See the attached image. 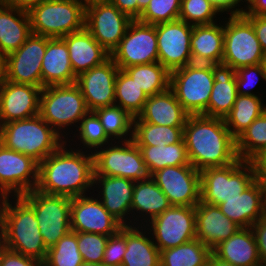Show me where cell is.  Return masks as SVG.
I'll list each match as a JSON object with an SVG mask.
<instances>
[{
  "label": "cell",
  "mask_w": 266,
  "mask_h": 266,
  "mask_svg": "<svg viewBox=\"0 0 266 266\" xmlns=\"http://www.w3.org/2000/svg\"><path fill=\"white\" fill-rule=\"evenodd\" d=\"M122 13L128 15L132 20H138L137 0H109Z\"/></svg>",
  "instance_id": "obj_52"
},
{
  "label": "cell",
  "mask_w": 266,
  "mask_h": 266,
  "mask_svg": "<svg viewBox=\"0 0 266 266\" xmlns=\"http://www.w3.org/2000/svg\"><path fill=\"white\" fill-rule=\"evenodd\" d=\"M133 20L109 0H90L85 7V28L110 54L118 46Z\"/></svg>",
  "instance_id": "obj_12"
},
{
  "label": "cell",
  "mask_w": 266,
  "mask_h": 266,
  "mask_svg": "<svg viewBox=\"0 0 266 266\" xmlns=\"http://www.w3.org/2000/svg\"><path fill=\"white\" fill-rule=\"evenodd\" d=\"M83 262L78 249L77 232L69 231L48 249L43 266H79Z\"/></svg>",
  "instance_id": "obj_42"
},
{
  "label": "cell",
  "mask_w": 266,
  "mask_h": 266,
  "mask_svg": "<svg viewBox=\"0 0 266 266\" xmlns=\"http://www.w3.org/2000/svg\"><path fill=\"white\" fill-rule=\"evenodd\" d=\"M266 149V111L236 138V152L243 161H252Z\"/></svg>",
  "instance_id": "obj_40"
},
{
  "label": "cell",
  "mask_w": 266,
  "mask_h": 266,
  "mask_svg": "<svg viewBox=\"0 0 266 266\" xmlns=\"http://www.w3.org/2000/svg\"><path fill=\"white\" fill-rule=\"evenodd\" d=\"M257 179L252 161L238 158L224 167L200 171V201L218 206L224 199L239 196Z\"/></svg>",
  "instance_id": "obj_6"
},
{
  "label": "cell",
  "mask_w": 266,
  "mask_h": 266,
  "mask_svg": "<svg viewBox=\"0 0 266 266\" xmlns=\"http://www.w3.org/2000/svg\"><path fill=\"white\" fill-rule=\"evenodd\" d=\"M262 101L258 95H237L233 108L224 118L235 139L266 111V104Z\"/></svg>",
  "instance_id": "obj_34"
},
{
  "label": "cell",
  "mask_w": 266,
  "mask_h": 266,
  "mask_svg": "<svg viewBox=\"0 0 266 266\" xmlns=\"http://www.w3.org/2000/svg\"><path fill=\"white\" fill-rule=\"evenodd\" d=\"M88 112L85 99L76 83L50 85L41 90L39 115L64 139L66 135L63 136V128L68 129V126L75 125L76 122L80 124Z\"/></svg>",
  "instance_id": "obj_7"
},
{
  "label": "cell",
  "mask_w": 266,
  "mask_h": 266,
  "mask_svg": "<svg viewBox=\"0 0 266 266\" xmlns=\"http://www.w3.org/2000/svg\"><path fill=\"white\" fill-rule=\"evenodd\" d=\"M41 90L6 80L0 90V125L39 115Z\"/></svg>",
  "instance_id": "obj_21"
},
{
  "label": "cell",
  "mask_w": 266,
  "mask_h": 266,
  "mask_svg": "<svg viewBox=\"0 0 266 266\" xmlns=\"http://www.w3.org/2000/svg\"><path fill=\"white\" fill-rule=\"evenodd\" d=\"M183 140L190 164L196 170L224 167L238 159L236 139L229 132L224 118L189 115Z\"/></svg>",
  "instance_id": "obj_2"
},
{
  "label": "cell",
  "mask_w": 266,
  "mask_h": 266,
  "mask_svg": "<svg viewBox=\"0 0 266 266\" xmlns=\"http://www.w3.org/2000/svg\"><path fill=\"white\" fill-rule=\"evenodd\" d=\"M94 112L99 117L105 133L112 141L115 139L120 141V138L123 141L132 139L134 118L120 106L102 107Z\"/></svg>",
  "instance_id": "obj_41"
},
{
  "label": "cell",
  "mask_w": 266,
  "mask_h": 266,
  "mask_svg": "<svg viewBox=\"0 0 266 266\" xmlns=\"http://www.w3.org/2000/svg\"><path fill=\"white\" fill-rule=\"evenodd\" d=\"M213 83L212 64L191 63L170 72L169 88L190 115L207 116Z\"/></svg>",
  "instance_id": "obj_8"
},
{
  "label": "cell",
  "mask_w": 266,
  "mask_h": 266,
  "mask_svg": "<svg viewBox=\"0 0 266 266\" xmlns=\"http://www.w3.org/2000/svg\"><path fill=\"white\" fill-rule=\"evenodd\" d=\"M181 0H150L138 21L157 25L179 19Z\"/></svg>",
  "instance_id": "obj_45"
},
{
  "label": "cell",
  "mask_w": 266,
  "mask_h": 266,
  "mask_svg": "<svg viewBox=\"0 0 266 266\" xmlns=\"http://www.w3.org/2000/svg\"><path fill=\"white\" fill-rule=\"evenodd\" d=\"M253 25L260 42L262 51L266 56V15H244Z\"/></svg>",
  "instance_id": "obj_51"
},
{
  "label": "cell",
  "mask_w": 266,
  "mask_h": 266,
  "mask_svg": "<svg viewBox=\"0 0 266 266\" xmlns=\"http://www.w3.org/2000/svg\"><path fill=\"white\" fill-rule=\"evenodd\" d=\"M258 247L261 265H266V215L251 226Z\"/></svg>",
  "instance_id": "obj_50"
},
{
  "label": "cell",
  "mask_w": 266,
  "mask_h": 266,
  "mask_svg": "<svg viewBox=\"0 0 266 266\" xmlns=\"http://www.w3.org/2000/svg\"><path fill=\"white\" fill-rule=\"evenodd\" d=\"M132 223L126 225V251L121 266H160V251L153 238L147 236L150 232L143 231L142 224L135 227L136 222Z\"/></svg>",
  "instance_id": "obj_32"
},
{
  "label": "cell",
  "mask_w": 266,
  "mask_h": 266,
  "mask_svg": "<svg viewBox=\"0 0 266 266\" xmlns=\"http://www.w3.org/2000/svg\"><path fill=\"white\" fill-rule=\"evenodd\" d=\"M256 176L258 179L265 180L266 179V149H264L260 154H258L252 160Z\"/></svg>",
  "instance_id": "obj_54"
},
{
  "label": "cell",
  "mask_w": 266,
  "mask_h": 266,
  "mask_svg": "<svg viewBox=\"0 0 266 266\" xmlns=\"http://www.w3.org/2000/svg\"><path fill=\"white\" fill-rule=\"evenodd\" d=\"M137 146L140 148L144 163L150 175L167 166L191 165L183 139L176 144L164 146Z\"/></svg>",
  "instance_id": "obj_35"
},
{
  "label": "cell",
  "mask_w": 266,
  "mask_h": 266,
  "mask_svg": "<svg viewBox=\"0 0 266 266\" xmlns=\"http://www.w3.org/2000/svg\"><path fill=\"white\" fill-rule=\"evenodd\" d=\"M0 266H43V263L7 248L2 256Z\"/></svg>",
  "instance_id": "obj_49"
},
{
  "label": "cell",
  "mask_w": 266,
  "mask_h": 266,
  "mask_svg": "<svg viewBox=\"0 0 266 266\" xmlns=\"http://www.w3.org/2000/svg\"><path fill=\"white\" fill-rule=\"evenodd\" d=\"M212 251L199 239L160 251V266H201Z\"/></svg>",
  "instance_id": "obj_37"
},
{
  "label": "cell",
  "mask_w": 266,
  "mask_h": 266,
  "mask_svg": "<svg viewBox=\"0 0 266 266\" xmlns=\"http://www.w3.org/2000/svg\"><path fill=\"white\" fill-rule=\"evenodd\" d=\"M137 2H138V19H139L144 9L149 5L150 0H137Z\"/></svg>",
  "instance_id": "obj_59"
},
{
  "label": "cell",
  "mask_w": 266,
  "mask_h": 266,
  "mask_svg": "<svg viewBox=\"0 0 266 266\" xmlns=\"http://www.w3.org/2000/svg\"><path fill=\"white\" fill-rule=\"evenodd\" d=\"M80 123L79 126L76 125L79 133L76 135H79L77 138H80V142L83 144L82 146H85L83 148L87 147V150L88 148L89 150L93 148L96 151V148H102L111 141L105 133L99 117L94 111H89L81 119Z\"/></svg>",
  "instance_id": "obj_44"
},
{
  "label": "cell",
  "mask_w": 266,
  "mask_h": 266,
  "mask_svg": "<svg viewBox=\"0 0 266 266\" xmlns=\"http://www.w3.org/2000/svg\"><path fill=\"white\" fill-rule=\"evenodd\" d=\"M124 71L135 80L147 96L164 92L169 88L170 72L160 62L133 65Z\"/></svg>",
  "instance_id": "obj_36"
},
{
  "label": "cell",
  "mask_w": 266,
  "mask_h": 266,
  "mask_svg": "<svg viewBox=\"0 0 266 266\" xmlns=\"http://www.w3.org/2000/svg\"><path fill=\"white\" fill-rule=\"evenodd\" d=\"M66 143L65 140L55 152L38 163L36 190L74 198L85 195L88 189H92L94 150L91 154H85L86 152L78 148L68 150Z\"/></svg>",
  "instance_id": "obj_1"
},
{
  "label": "cell",
  "mask_w": 266,
  "mask_h": 266,
  "mask_svg": "<svg viewBox=\"0 0 266 266\" xmlns=\"http://www.w3.org/2000/svg\"><path fill=\"white\" fill-rule=\"evenodd\" d=\"M246 4L247 8H244L241 14L254 16L266 15V0H249Z\"/></svg>",
  "instance_id": "obj_53"
},
{
  "label": "cell",
  "mask_w": 266,
  "mask_h": 266,
  "mask_svg": "<svg viewBox=\"0 0 266 266\" xmlns=\"http://www.w3.org/2000/svg\"><path fill=\"white\" fill-rule=\"evenodd\" d=\"M31 34L28 11L0 2V54L7 56L16 51Z\"/></svg>",
  "instance_id": "obj_29"
},
{
  "label": "cell",
  "mask_w": 266,
  "mask_h": 266,
  "mask_svg": "<svg viewBox=\"0 0 266 266\" xmlns=\"http://www.w3.org/2000/svg\"><path fill=\"white\" fill-rule=\"evenodd\" d=\"M189 113L179 103L173 91H166L148 96L142 112L133 121L171 127H184Z\"/></svg>",
  "instance_id": "obj_25"
},
{
  "label": "cell",
  "mask_w": 266,
  "mask_h": 266,
  "mask_svg": "<svg viewBox=\"0 0 266 266\" xmlns=\"http://www.w3.org/2000/svg\"><path fill=\"white\" fill-rule=\"evenodd\" d=\"M171 206L167 196L151 177L135 182L131 202V215L132 212L133 215L136 214L135 211L142 214L143 216L141 218L144 220L142 222L144 227L145 224L159 214H162ZM144 216L145 218H143ZM144 222L146 223L144 224Z\"/></svg>",
  "instance_id": "obj_33"
},
{
  "label": "cell",
  "mask_w": 266,
  "mask_h": 266,
  "mask_svg": "<svg viewBox=\"0 0 266 266\" xmlns=\"http://www.w3.org/2000/svg\"><path fill=\"white\" fill-rule=\"evenodd\" d=\"M264 65H265V69H266V56H265V60H264ZM266 82V80H265Z\"/></svg>",
  "instance_id": "obj_64"
},
{
  "label": "cell",
  "mask_w": 266,
  "mask_h": 266,
  "mask_svg": "<svg viewBox=\"0 0 266 266\" xmlns=\"http://www.w3.org/2000/svg\"><path fill=\"white\" fill-rule=\"evenodd\" d=\"M6 249H7L6 244L4 243L3 237L0 234V263Z\"/></svg>",
  "instance_id": "obj_60"
},
{
  "label": "cell",
  "mask_w": 266,
  "mask_h": 266,
  "mask_svg": "<svg viewBox=\"0 0 266 266\" xmlns=\"http://www.w3.org/2000/svg\"><path fill=\"white\" fill-rule=\"evenodd\" d=\"M150 177L171 205L195 207L200 202V171L192 165L167 166Z\"/></svg>",
  "instance_id": "obj_17"
},
{
  "label": "cell",
  "mask_w": 266,
  "mask_h": 266,
  "mask_svg": "<svg viewBox=\"0 0 266 266\" xmlns=\"http://www.w3.org/2000/svg\"><path fill=\"white\" fill-rule=\"evenodd\" d=\"M201 266H210V265H209V259H208V261H207L205 264H203V265H201Z\"/></svg>",
  "instance_id": "obj_63"
},
{
  "label": "cell",
  "mask_w": 266,
  "mask_h": 266,
  "mask_svg": "<svg viewBox=\"0 0 266 266\" xmlns=\"http://www.w3.org/2000/svg\"><path fill=\"white\" fill-rule=\"evenodd\" d=\"M265 55L252 23L241 13L230 14L224 25L222 63L234 70L264 63Z\"/></svg>",
  "instance_id": "obj_10"
},
{
  "label": "cell",
  "mask_w": 266,
  "mask_h": 266,
  "mask_svg": "<svg viewBox=\"0 0 266 266\" xmlns=\"http://www.w3.org/2000/svg\"><path fill=\"white\" fill-rule=\"evenodd\" d=\"M196 239L211 251L241 227L226 217L220 208L200 201L195 206Z\"/></svg>",
  "instance_id": "obj_24"
},
{
  "label": "cell",
  "mask_w": 266,
  "mask_h": 266,
  "mask_svg": "<svg viewBox=\"0 0 266 266\" xmlns=\"http://www.w3.org/2000/svg\"><path fill=\"white\" fill-rule=\"evenodd\" d=\"M190 47L193 63H222L224 53V24L194 25Z\"/></svg>",
  "instance_id": "obj_28"
},
{
  "label": "cell",
  "mask_w": 266,
  "mask_h": 266,
  "mask_svg": "<svg viewBox=\"0 0 266 266\" xmlns=\"http://www.w3.org/2000/svg\"><path fill=\"white\" fill-rule=\"evenodd\" d=\"M209 265L210 266H236L234 264H231L229 262L219 259L213 253H211L209 256Z\"/></svg>",
  "instance_id": "obj_58"
},
{
  "label": "cell",
  "mask_w": 266,
  "mask_h": 266,
  "mask_svg": "<svg viewBox=\"0 0 266 266\" xmlns=\"http://www.w3.org/2000/svg\"><path fill=\"white\" fill-rule=\"evenodd\" d=\"M109 236L77 232V243L83 261L102 263L103 255Z\"/></svg>",
  "instance_id": "obj_46"
},
{
  "label": "cell",
  "mask_w": 266,
  "mask_h": 266,
  "mask_svg": "<svg viewBox=\"0 0 266 266\" xmlns=\"http://www.w3.org/2000/svg\"><path fill=\"white\" fill-rule=\"evenodd\" d=\"M62 39L66 42L70 63L76 77L110 58V53L92 37L86 28L68 34Z\"/></svg>",
  "instance_id": "obj_26"
},
{
  "label": "cell",
  "mask_w": 266,
  "mask_h": 266,
  "mask_svg": "<svg viewBox=\"0 0 266 266\" xmlns=\"http://www.w3.org/2000/svg\"><path fill=\"white\" fill-rule=\"evenodd\" d=\"M87 0H44L29 11L31 31L48 38H63L85 28Z\"/></svg>",
  "instance_id": "obj_5"
},
{
  "label": "cell",
  "mask_w": 266,
  "mask_h": 266,
  "mask_svg": "<svg viewBox=\"0 0 266 266\" xmlns=\"http://www.w3.org/2000/svg\"><path fill=\"white\" fill-rule=\"evenodd\" d=\"M223 13L211 0H181L179 20L190 25L217 23L214 18Z\"/></svg>",
  "instance_id": "obj_43"
},
{
  "label": "cell",
  "mask_w": 266,
  "mask_h": 266,
  "mask_svg": "<svg viewBox=\"0 0 266 266\" xmlns=\"http://www.w3.org/2000/svg\"><path fill=\"white\" fill-rule=\"evenodd\" d=\"M212 253L219 259L236 266H258L261 264L251 227L240 228L230 238L217 245Z\"/></svg>",
  "instance_id": "obj_30"
},
{
  "label": "cell",
  "mask_w": 266,
  "mask_h": 266,
  "mask_svg": "<svg viewBox=\"0 0 266 266\" xmlns=\"http://www.w3.org/2000/svg\"><path fill=\"white\" fill-rule=\"evenodd\" d=\"M262 181L264 183V190H265V215H266V179Z\"/></svg>",
  "instance_id": "obj_62"
},
{
  "label": "cell",
  "mask_w": 266,
  "mask_h": 266,
  "mask_svg": "<svg viewBox=\"0 0 266 266\" xmlns=\"http://www.w3.org/2000/svg\"><path fill=\"white\" fill-rule=\"evenodd\" d=\"M79 266H104L102 263L83 262Z\"/></svg>",
  "instance_id": "obj_61"
},
{
  "label": "cell",
  "mask_w": 266,
  "mask_h": 266,
  "mask_svg": "<svg viewBox=\"0 0 266 266\" xmlns=\"http://www.w3.org/2000/svg\"><path fill=\"white\" fill-rule=\"evenodd\" d=\"M215 5H217L222 12H230L229 14H239L242 12V8H236L238 0H211ZM236 8V9H235Z\"/></svg>",
  "instance_id": "obj_55"
},
{
  "label": "cell",
  "mask_w": 266,
  "mask_h": 266,
  "mask_svg": "<svg viewBox=\"0 0 266 266\" xmlns=\"http://www.w3.org/2000/svg\"><path fill=\"white\" fill-rule=\"evenodd\" d=\"M119 67L109 58L103 64L80 74L76 84L89 111L115 105V80Z\"/></svg>",
  "instance_id": "obj_20"
},
{
  "label": "cell",
  "mask_w": 266,
  "mask_h": 266,
  "mask_svg": "<svg viewBox=\"0 0 266 266\" xmlns=\"http://www.w3.org/2000/svg\"><path fill=\"white\" fill-rule=\"evenodd\" d=\"M38 162L0 143V197L21 196L36 188Z\"/></svg>",
  "instance_id": "obj_15"
},
{
  "label": "cell",
  "mask_w": 266,
  "mask_h": 266,
  "mask_svg": "<svg viewBox=\"0 0 266 266\" xmlns=\"http://www.w3.org/2000/svg\"><path fill=\"white\" fill-rule=\"evenodd\" d=\"M6 81V56L0 54V90Z\"/></svg>",
  "instance_id": "obj_57"
},
{
  "label": "cell",
  "mask_w": 266,
  "mask_h": 266,
  "mask_svg": "<svg viewBox=\"0 0 266 266\" xmlns=\"http://www.w3.org/2000/svg\"><path fill=\"white\" fill-rule=\"evenodd\" d=\"M34 209L40 234L47 249L71 231V198L50 195L36 189L21 195Z\"/></svg>",
  "instance_id": "obj_9"
},
{
  "label": "cell",
  "mask_w": 266,
  "mask_h": 266,
  "mask_svg": "<svg viewBox=\"0 0 266 266\" xmlns=\"http://www.w3.org/2000/svg\"><path fill=\"white\" fill-rule=\"evenodd\" d=\"M44 0H0L4 5L29 11L33 6L40 4Z\"/></svg>",
  "instance_id": "obj_56"
},
{
  "label": "cell",
  "mask_w": 266,
  "mask_h": 266,
  "mask_svg": "<svg viewBox=\"0 0 266 266\" xmlns=\"http://www.w3.org/2000/svg\"><path fill=\"white\" fill-rule=\"evenodd\" d=\"M235 71L238 95L255 96L253 92H250L251 89L256 85L259 78L266 80V69L264 63L241 67ZM246 88H249V90Z\"/></svg>",
  "instance_id": "obj_47"
},
{
  "label": "cell",
  "mask_w": 266,
  "mask_h": 266,
  "mask_svg": "<svg viewBox=\"0 0 266 266\" xmlns=\"http://www.w3.org/2000/svg\"><path fill=\"white\" fill-rule=\"evenodd\" d=\"M126 251V225L112 236L106 243L103 261L104 266H121Z\"/></svg>",
  "instance_id": "obj_48"
},
{
  "label": "cell",
  "mask_w": 266,
  "mask_h": 266,
  "mask_svg": "<svg viewBox=\"0 0 266 266\" xmlns=\"http://www.w3.org/2000/svg\"><path fill=\"white\" fill-rule=\"evenodd\" d=\"M42 87L76 83L66 42L62 38H48L41 65Z\"/></svg>",
  "instance_id": "obj_27"
},
{
  "label": "cell",
  "mask_w": 266,
  "mask_h": 266,
  "mask_svg": "<svg viewBox=\"0 0 266 266\" xmlns=\"http://www.w3.org/2000/svg\"><path fill=\"white\" fill-rule=\"evenodd\" d=\"M214 83L207 107L208 117L225 118L237 97L236 71L223 63L212 64Z\"/></svg>",
  "instance_id": "obj_31"
},
{
  "label": "cell",
  "mask_w": 266,
  "mask_h": 266,
  "mask_svg": "<svg viewBox=\"0 0 266 266\" xmlns=\"http://www.w3.org/2000/svg\"><path fill=\"white\" fill-rule=\"evenodd\" d=\"M110 58L119 69L158 62L156 25L133 20Z\"/></svg>",
  "instance_id": "obj_14"
},
{
  "label": "cell",
  "mask_w": 266,
  "mask_h": 266,
  "mask_svg": "<svg viewBox=\"0 0 266 266\" xmlns=\"http://www.w3.org/2000/svg\"><path fill=\"white\" fill-rule=\"evenodd\" d=\"M240 1H242L243 3H244V1L247 3V1H249V0H238V3L240 2Z\"/></svg>",
  "instance_id": "obj_65"
},
{
  "label": "cell",
  "mask_w": 266,
  "mask_h": 266,
  "mask_svg": "<svg viewBox=\"0 0 266 266\" xmlns=\"http://www.w3.org/2000/svg\"><path fill=\"white\" fill-rule=\"evenodd\" d=\"M184 127L161 126L144 121H133L132 140L136 145L161 146L176 144L183 139Z\"/></svg>",
  "instance_id": "obj_39"
},
{
  "label": "cell",
  "mask_w": 266,
  "mask_h": 266,
  "mask_svg": "<svg viewBox=\"0 0 266 266\" xmlns=\"http://www.w3.org/2000/svg\"><path fill=\"white\" fill-rule=\"evenodd\" d=\"M193 25L181 20L156 25L158 62L169 72L192 62L191 35Z\"/></svg>",
  "instance_id": "obj_18"
},
{
  "label": "cell",
  "mask_w": 266,
  "mask_h": 266,
  "mask_svg": "<svg viewBox=\"0 0 266 266\" xmlns=\"http://www.w3.org/2000/svg\"><path fill=\"white\" fill-rule=\"evenodd\" d=\"M71 231L115 235L123 226L93 195L71 198Z\"/></svg>",
  "instance_id": "obj_19"
},
{
  "label": "cell",
  "mask_w": 266,
  "mask_h": 266,
  "mask_svg": "<svg viewBox=\"0 0 266 266\" xmlns=\"http://www.w3.org/2000/svg\"><path fill=\"white\" fill-rule=\"evenodd\" d=\"M134 184L135 181L118 176H93V187L99 186L98 189L101 187L99 193H101L102 197L99 200L104 208L123 226L130 225L132 220L139 221V218L142 216L140 215L138 220L136 217L130 220L127 216L131 214L129 212H131ZM126 219L130 222H126Z\"/></svg>",
  "instance_id": "obj_23"
},
{
  "label": "cell",
  "mask_w": 266,
  "mask_h": 266,
  "mask_svg": "<svg viewBox=\"0 0 266 266\" xmlns=\"http://www.w3.org/2000/svg\"><path fill=\"white\" fill-rule=\"evenodd\" d=\"M147 94L123 69H119L115 80V105L127 111L133 118L143 110Z\"/></svg>",
  "instance_id": "obj_38"
},
{
  "label": "cell",
  "mask_w": 266,
  "mask_h": 266,
  "mask_svg": "<svg viewBox=\"0 0 266 266\" xmlns=\"http://www.w3.org/2000/svg\"><path fill=\"white\" fill-rule=\"evenodd\" d=\"M222 213L241 228H248L265 215V190L261 179H256L239 196L224 199L218 205Z\"/></svg>",
  "instance_id": "obj_22"
},
{
  "label": "cell",
  "mask_w": 266,
  "mask_h": 266,
  "mask_svg": "<svg viewBox=\"0 0 266 266\" xmlns=\"http://www.w3.org/2000/svg\"><path fill=\"white\" fill-rule=\"evenodd\" d=\"M112 142L93 152L94 175L118 176L135 182L150 177L140 148L132 139Z\"/></svg>",
  "instance_id": "obj_11"
},
{
  "label": "cell",
  "mask_w": 266,
  "mask_h": 266,
  "mask_svg": "<svg viewBox=\"0 0 266 266\" xmlns=\"http://www.w3.org/2000/svg\"><path fill=\"white\" fill-rule=\"evenodd\" d=\"M145 226L159 251L177 247L196 239L195 207L172 205Z\"/></svg>",
  "instance_id": "obj_13"
},
{
  "label": "cell",
  "mask_w": 266,
  "mask_h": 266,
  "mask_svg": "<svg viewBox=\"0 0 266 266\" xmlns=\"http://www.w3.org/2000/svg\"><path fill=\"white\" fill-rule=\"evenodd\" d=\"M47 37L32 33L14 52L6 56V80L42 87L41 65Z\"/></svg>",
  "instance_id": "obj_16"
},
{
  "label": "cell",
  "mask_w": 266,
  "mask_h": 266,
  "mask_svg": "<svg viewBox=\"0 0 266 266\" xmlns=\"http://www.w3.org/2000/svg\"><path fill=\"white\" fill-rule=\"evenodd\" d=\"M62 139L40 115L0 125V143L38 163L65 143Z\"/></svg>",
  "instance_id": "obj_4"
},
{
  "label": "cell",
  "mask_w": 266,
  "mask_h": 266,
  "mask_svg": "<svg viewBox=\"0 0 266 266\" xmlns=\"http://www.w3.org/2000/svg\"><path fill=\"white\" fill-rule=\"evenodd\" d=\"M12 199H16L14 205L9 196L1 197L0 202V234L4 243L8 249L43 263L48 249L40 234L34 209L21 196Z\"/></svg>",
  "instance_id": "obj_3"
}]
</instances>
